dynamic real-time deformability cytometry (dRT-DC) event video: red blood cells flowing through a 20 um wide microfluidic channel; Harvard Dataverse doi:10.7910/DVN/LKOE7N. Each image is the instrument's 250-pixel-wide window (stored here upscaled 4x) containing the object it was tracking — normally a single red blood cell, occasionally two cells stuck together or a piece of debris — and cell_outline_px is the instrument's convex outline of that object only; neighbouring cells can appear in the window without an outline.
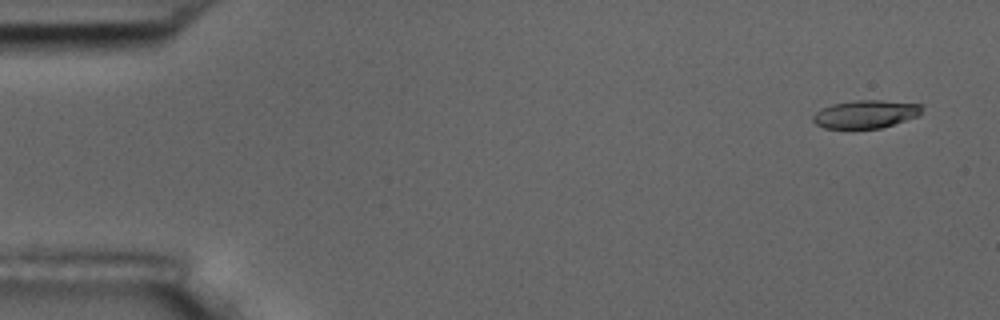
{"species": "common noctule bat (a hibernating species)", "species_latin": "Nyctalus noctula", "temperature_condition": "room temperature", "stored_images_in_passage": 56, "camera_frame_rate_fps": 3000, "um_per_image_px": 0.085, "animal": {"sex": "male", "body_mass_g": 17.5, "forearm_length_mm": 52.3}, "frame": {"image": 1, "passage_image": 3, "time_ms": 0.667, "image_size_px": [1000, 320], "cell_outline_px": [[924, 104], [920, 116], [880, 128], [852, 132], [824, 128], [816, 124], [812, 120], [812, 116], [820, 108], [832, 104], [856, 100], [880, 100]], "centroid_in_image_um": [73.55, 9.75], "position_along_channel_um": 11.5, "area_um2": 18.73}}
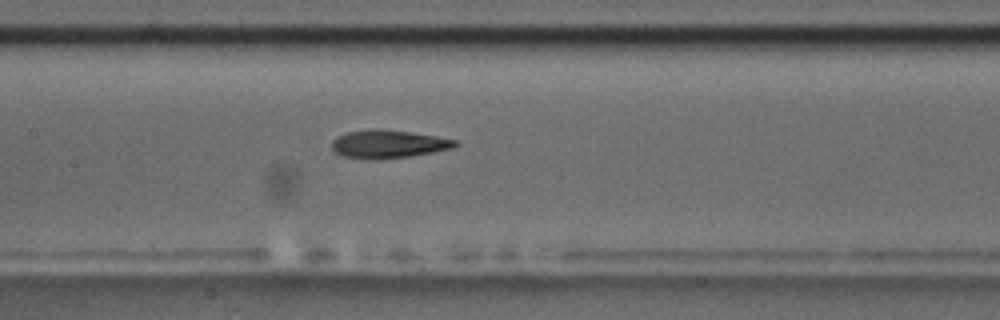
{"frame": {"image": 2, "passage_image": 27, "time_ms": 8.667, "image_size_px": [1000, 320], "cell_outline_px": [[460, 144], [452, 148], [432, 152], [408, 156], [376, 160], [372, 160], [344, 156], [336, 152], [332, 148], [332, 140], [336, 136], [348, 132], [376, 128], [380, 128], [436, 136], [456, 140]], "centroid_in_image_um": [32.99, 12.24], "position_along_channel_um": 174.4, "area_um2": 20.11}}
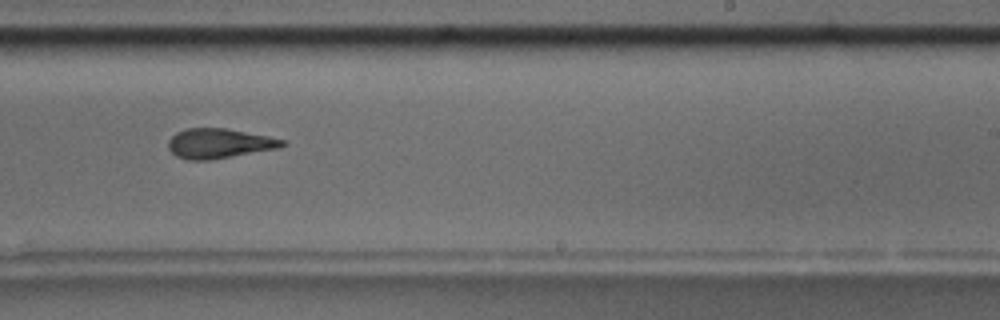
{"frame": {"image": 3, "passage_image": 35, "time_ms": 11.333, "image_size_px": [1000, 320], "cell_outline_px": [[288, 144], [280, 148], [208, 160], [188, 160], [176, 156], [168, 148], [168, 140], [176, 132], [184, 128], [224, 128], [268, 136], [284, 140]], "centroid_in_image_um": [18.61, 12.19], "position_along_channel_um": 270.4, "area_um2": 19.77}, "authors_computed_cell_mechanics": {"area_um2": 19.8543, "velocity_mm_per_s": 3.6152, "shape_relaxation_time_tau1_ms": 5.528, "shape_relaxation_time_tau2_ms": 2.9367, "deformation_change_tau1": 0.2027, "deformation_change_tau2": 0.1185}}